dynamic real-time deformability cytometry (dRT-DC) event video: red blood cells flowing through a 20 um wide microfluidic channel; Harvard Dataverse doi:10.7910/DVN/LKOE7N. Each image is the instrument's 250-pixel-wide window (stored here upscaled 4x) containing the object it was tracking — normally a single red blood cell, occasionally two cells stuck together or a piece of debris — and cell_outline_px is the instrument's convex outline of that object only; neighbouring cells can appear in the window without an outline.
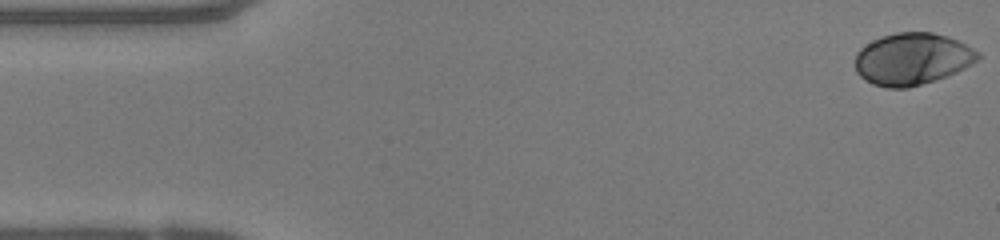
{"species": "human", "species_latin": "Homo sapiens", "temperature_condition": "warm", "stored_images_in_passage": 50, "camera_frame_rate_fps": 3000, "um_per_image_px": 0.085, "donor": {"sex": "female"}, "frame": {"image": 1, "passage_image": 1, "time_ms": 0.0, "image_size_px": [1000, 240], "cell_outline_px": [[980, 56], [976, 60], [964, 68], [956, 72], [908, 88], [888, 88], [872, 84], [864, 80], [856, 72], [856, 52], [860, 48], [872, 40], [896, 32], [932, 32], [948, 36], [980, 52]], "centroid_in_image_um": [77.5, 5.0], "position_along_channel_um": 7.5, "area_um2": 36.88}}
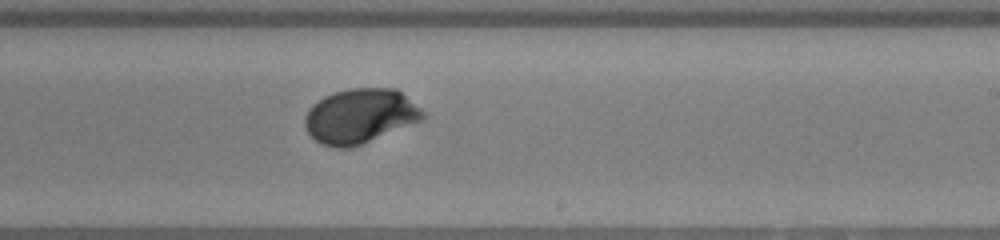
{"frame": {"image": 2, "passage_image": 29, "time_ms": 9.333, "image_size_px": [1000, 240], "cell_outline_px": [[424, 120], [352, 148], [336, 148], [320, 144], [308, 132], [304, 124], [304, 116], [308, 108], [312, 104], [324, 96], [348, 88], [396, 88], [424, 112]], "centroid_in_image_um": [30.58, 9.87], "position_along_channel_um": 258.4, "area_um2": 37.69}}
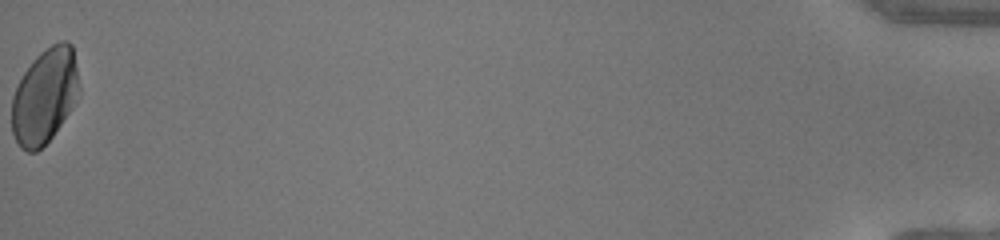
{"frame": {"image": 3, "passage_image": 50, "time_ms": 16.333, "image_size_px": [1000, 240], "cell_outline_px": [[80, 92], [72, 108], [52, 136], [36, 152], [28, 152], [20, 148], [12, 132], [12, 96], [24, 72], [36, 56], [40, 52], [52, 44], [60, 40], [68, 40], [72, 44], [80, 88]], "centroid_in_image_um": [3.81, 8.15], "position_along_channel_um": 431.4, "area_um2": 37.28}, "authors_computed_cell_mechanics": {"area_um2": 36.4429, "velocity_mm_per_s": 4.0567, "shape_relaxation_time_tau1_ms": 2.6868, "shape_relaxation_time_tau2_ms": null, "deformation_change_tau1": 0.1485, "deformation_change_tau2": null}}